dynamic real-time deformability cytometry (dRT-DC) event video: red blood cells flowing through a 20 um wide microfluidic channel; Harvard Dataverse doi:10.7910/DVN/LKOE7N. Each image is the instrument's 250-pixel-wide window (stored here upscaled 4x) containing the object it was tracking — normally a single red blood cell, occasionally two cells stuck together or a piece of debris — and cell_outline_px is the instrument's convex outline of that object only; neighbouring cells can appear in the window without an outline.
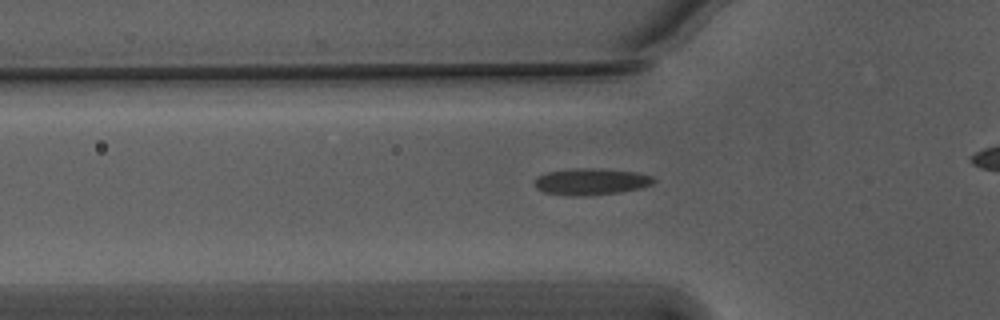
{"species": "Egyptian fruit bat (a non-hibernating species)", "species_latin": "Rousettus aegyptiacus", "temperature_condition": "warm", "stored_images_in_passage": 28, "camera_frame_rate_fps": 3000, "um_per_image_px": 0.085, "animal": {"sex": "male"}, "frame": {"image": 1, "passage_image": 2, "time_ms": 0.333, "image_size_px": [1000, 320], "cell_outline_px": [[656, 180], [652, 184], [640, 188], [620, 192], [588, 196], [572, 196], [544, 192], [536, 188], [536, 176], [548, 172], [576, 168], [600, 168], [636, 172], [652, 176]], "centroid_in_image_um": [50.25, 15.44], "position_along_channel_um": 75.5, "area_um2": 18.5}}
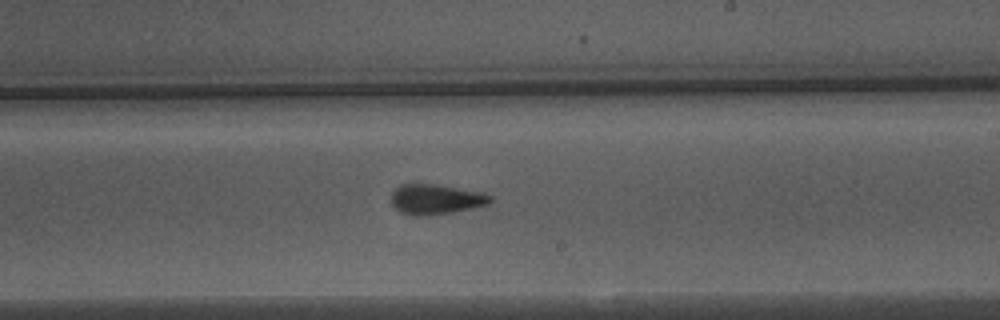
{"frame": {"image": 2, "passage_image": 16, "time_ms": 5.0, "image_size_px": [1000, 320], "cell_outline_px": [[492, 200], [488, 204], [452, 212], [428, 216], [412, 216], [400, 212], [388, 200], [392, 192], [400, 184], [436, 184], [484, 192], [492, 196]], "centroid_in_image_um": [37.0, 16.94], "position_along_channel_um": 252.0, "area_um2": 17.63}}
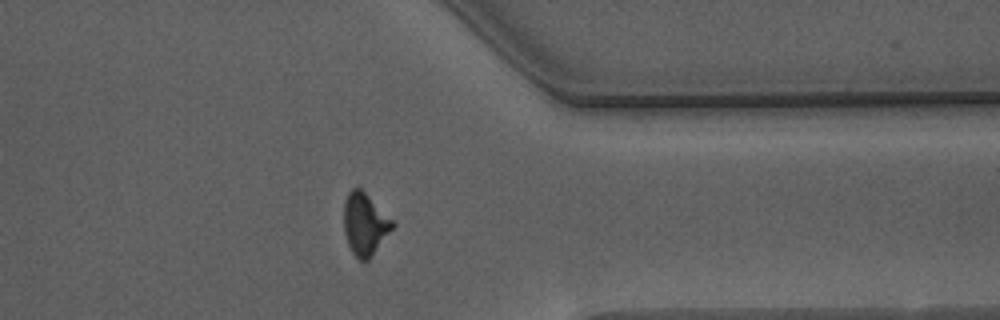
{"frame": {"image": 3, "passage_image": 27, "time_ms": 8.667, "image_size_px": [1000, 320], "cell_outline_px": [[396, 224], [368, 260], [360, 260], [352, 252], [348, 244], [344, 232], [344, 200], [348, 192], [352, 188], [360, 188]], "centroid_in_image_um": [30.99, 19.04], "position_along_channel_um": 380.4, "area_um2": 17.22}}